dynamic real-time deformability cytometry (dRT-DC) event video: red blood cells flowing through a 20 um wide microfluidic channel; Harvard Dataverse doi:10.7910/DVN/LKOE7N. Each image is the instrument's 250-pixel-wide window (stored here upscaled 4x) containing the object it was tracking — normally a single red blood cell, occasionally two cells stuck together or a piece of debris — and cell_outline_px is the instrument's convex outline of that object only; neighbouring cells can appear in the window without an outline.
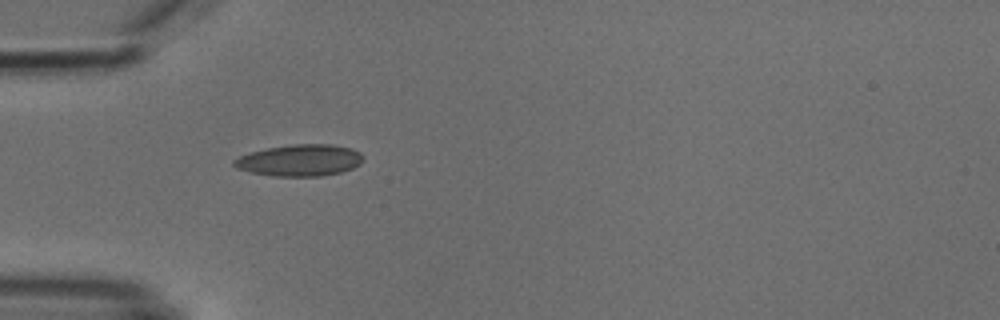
{"species": "common noctule bat (a hibernating species)", "species_latin": "Nyctalus noctula", "temperature_condition": "cold", "stored_images_in_passage": 4, "camera_frame_rate_fps": 3000, "um_per_image_px": 0.085, "animal": {"sex": "male", "body_mass_g": 18.8}, "frame": {"image": 1, "passage_image": 4, "time_ms": 4.333, "image_size_px": [1000, 320], "cell_outline_px": [[364, 160], [360, 164], [352, 168], [340, 172], [320, 176], [272, 176], [252, 172], [236, 168], [232, 164], [232, 160], [240, 156], [252, 152], [268, 148], [292, 144], [332, 144], [352, 148], [360, 152], [364, 156]], "centroid_in_image_um": [25.51, 13.62], "position_along_channel_um": 59.5, "area_um2": 23.81}}